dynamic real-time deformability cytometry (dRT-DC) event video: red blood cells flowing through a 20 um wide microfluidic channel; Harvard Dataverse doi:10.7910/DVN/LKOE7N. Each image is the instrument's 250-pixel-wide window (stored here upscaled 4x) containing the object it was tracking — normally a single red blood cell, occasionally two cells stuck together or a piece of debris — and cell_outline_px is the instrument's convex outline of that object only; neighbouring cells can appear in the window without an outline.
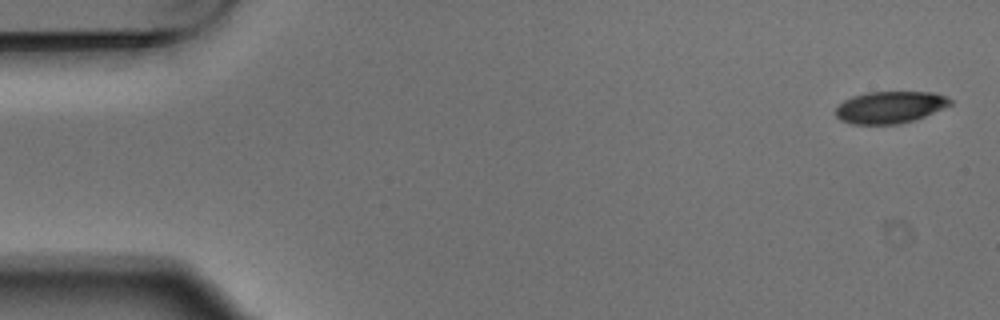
{"species": "Egyptian fruit bat (a non-hibernating species)", "species_latin": "Rousettus aegyptiacus", "temperature_condition": "warm", "stored_images_in_passage": 8, "camera_frame_rate_fps": 3000, "um_per_image_px": 0.085, "animal": {"sex": "male"}, "frame": {"image": 1, "passage_image": 1, "time_ms": 0.0, "image_size_px": [1000, 320], "cell_outline_px": [[952, 104], [944, 108], [916, 120], [900, 124], [852, 124], [840, 120], [836, 116], [836, 108], [844, 100], [852, 96], [868, 92], [932, 92], [948, 96], [952, 100]], "centroid_in_image_um": [75.68, 9.12], "position_along_channel_um": 9.3, "area_um2": 21.5}}
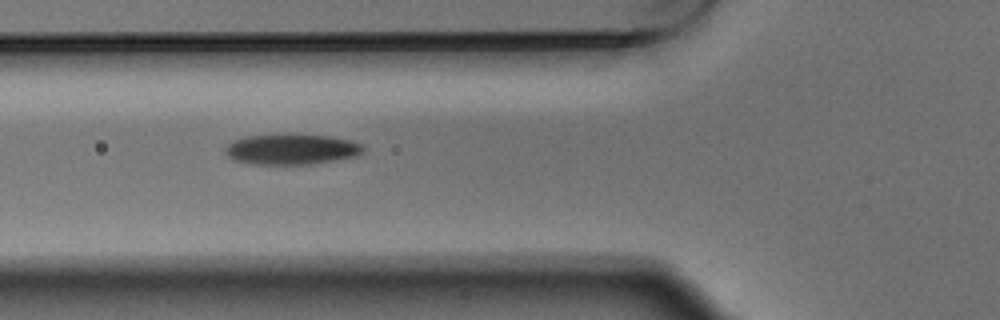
{"frame": {"image": 2, "passage_image": 6, "time_ms": 1.667, "image_size_px": [1000, 320], "cell_outline_px": [[364, 148], [356, 156], [312, 164], [248, 164], [232, 160], [224, 152], [224, 148], [232, 140], [244, 136], [288, 132], [328, 136], [352, 140], [364, 144]], "centroid_in_image_um": [24.72, 12.65], "position_along_channel_um": 101.1, "area_um2": 25.37}}
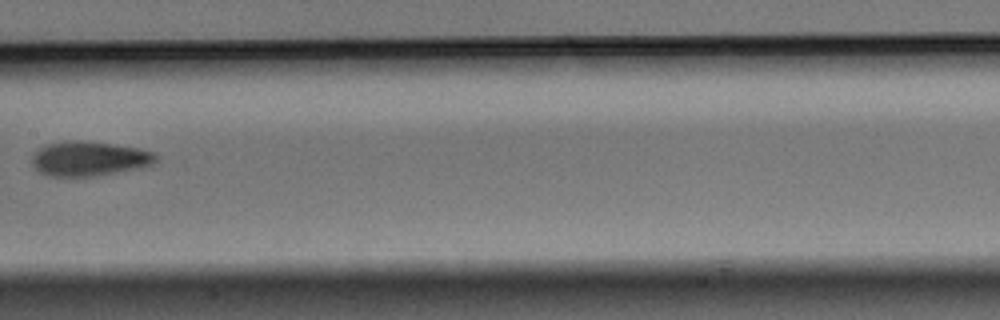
{"frame": {"image": 3, "passage_image": 8, "time_ms": 2.333, "image_size_px": [1000, 320], "cell_outline_px": [[160, 160], [152, 164], [140, 168], [96, 176], [48, 176], [40, 172], [32, 164], [32, 156], [40, 148], [48, 144], [68, 140], [76, 140], [112, 144], [136, 148], [152, 152]], "centroid_in_image_um": [7.58, 13.49], "position_along_channel_um": 199.8, "area_um2": 24.8}}